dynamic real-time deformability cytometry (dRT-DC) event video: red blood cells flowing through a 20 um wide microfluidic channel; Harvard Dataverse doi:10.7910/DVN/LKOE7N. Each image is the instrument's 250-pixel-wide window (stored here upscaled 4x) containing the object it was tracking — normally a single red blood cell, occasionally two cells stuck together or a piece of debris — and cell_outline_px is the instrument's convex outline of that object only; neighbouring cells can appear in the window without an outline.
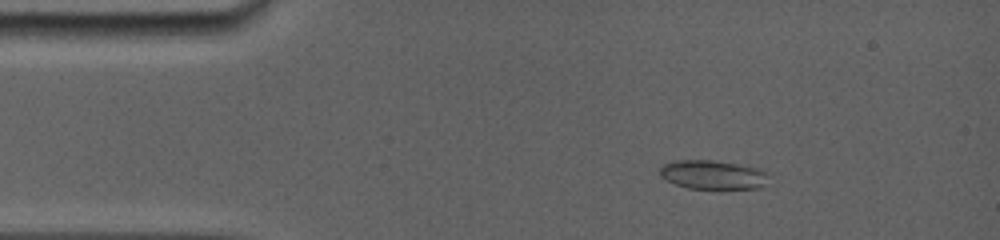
{"species": "common noctule bat (a hibernating species)", "species_latin": "Nyctalus noctula", "temperature_condition": "room temperature", "stored_images_in_passage": 14, "camera_frame_rate_fps": 5000, "um_per_image_px": 0.085, "animal": {"sex": "female", "body_mass_g": 19.0, "forearm_length_mm": 56.7}, "frame": {"image": 1, "passage_image": 2, "time_ms": 1.2, "image_size_px": [1000, 240], "cell_outline_px": [[764, 184], [760, 188], [688, 188], [676, 184], [660, 176], [660, 168], [664, 164], [676, 160], [712, 160], [760, 168], [764, 172]], "centroid_in_image_um": [60.53, 14.84], "position_along_channel_um": 24.5, "area_um2": 17.86}}
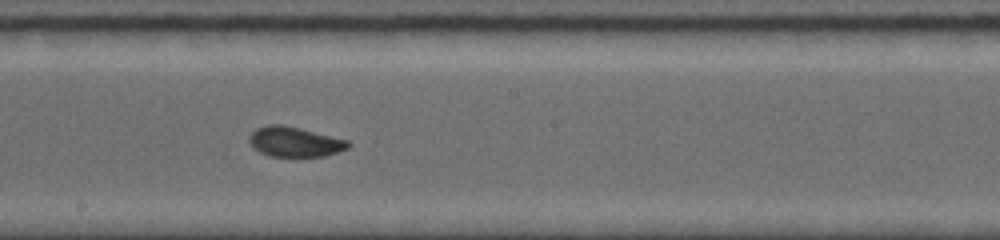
{"frame": {"image": 2, "passage_image": 8, "time_ms": 7.8, "image_size_px": [1000, 240], "cell_outline_px": [[352, 144], [348, 148], [324, 156], [272, 156], [260, 152], [248, 140], [248, 136], [256, 128], [268, 124], [284, 124], [348, 140]], "centroid_in_image_um": [25.05, 12.03], "position_along_channel_um": 223.1, "area_um2": 17.17}}
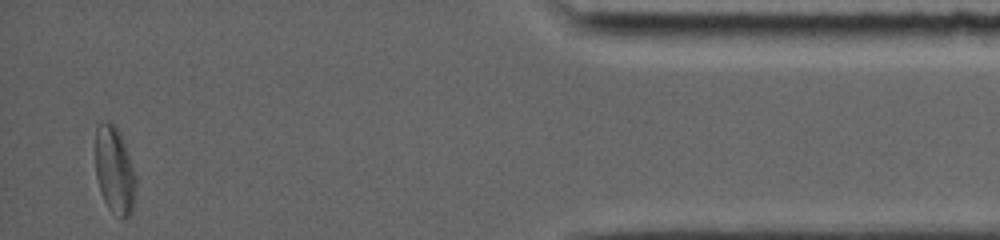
{"frame": {"image": 3, "passage_image": 14, "time_ms": 14.4, "image_size_px": [1000, 240], "cell_outline_px": [[136, 188], [132, 212], [124, 220], [120, 220], [108, 208], [100, 192], [96, 176], [96, 128], [100, 120], [112, 120], [116, 124], [132, 164], [136, 180]], "centroid_in_image_um": [9.73, 14.47], "position_along_channel_um": 425.5, "area_um2": 20.92}, "authors_computed_cell_mechanics": {"area_um2": 17.8602, "velocity_mm_per_s": 3.8583, "shape_relaxation_time_tau1_ms": 4.1862, "shape_relaxation_time_tau2_ms": 2.0454, "deformation_change_tau1": 0.0943, "deformation_change_tau2": 0.0484}}